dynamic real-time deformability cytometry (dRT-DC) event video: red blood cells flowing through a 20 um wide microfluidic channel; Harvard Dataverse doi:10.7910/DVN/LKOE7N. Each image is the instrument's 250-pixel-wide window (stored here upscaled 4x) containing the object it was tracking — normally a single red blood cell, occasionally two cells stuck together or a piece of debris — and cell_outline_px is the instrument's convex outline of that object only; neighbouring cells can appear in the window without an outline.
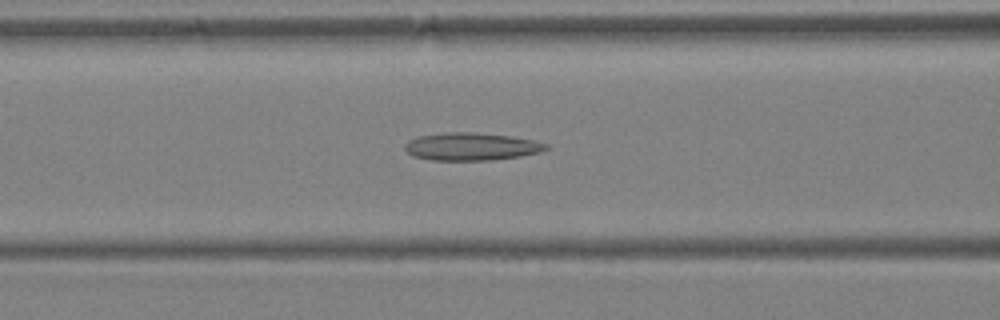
{"species": "Egyptian fruit bat (a non-hibernating species)", "species_latin": "Rousettus aegyptiacus", "temperature_condition": "warm", "stored_images_in_passage": 30, "camera_frame_rate_fps": 3000, "um_per_image_px": 0.085, "animal": {"sex": "female"}, "frame": {"image": 1, "passage_image": 7, "time_ms": 2.0, "image_size_px": [1000, 320], "cell_outline_px": [[548, 148], [540, 152], [520, 156], [492, 160], [432, 160], [412, 156], [404, 148], [404, 144], [408, 140], [416, 136], [444, 132], [472, 132], [508, 136], [536, 140], [548, 144]], "centroid_in_image_um": [40.03, 12.45], "position_along_channel_um": 126.6, "area_um2": 22.89}}
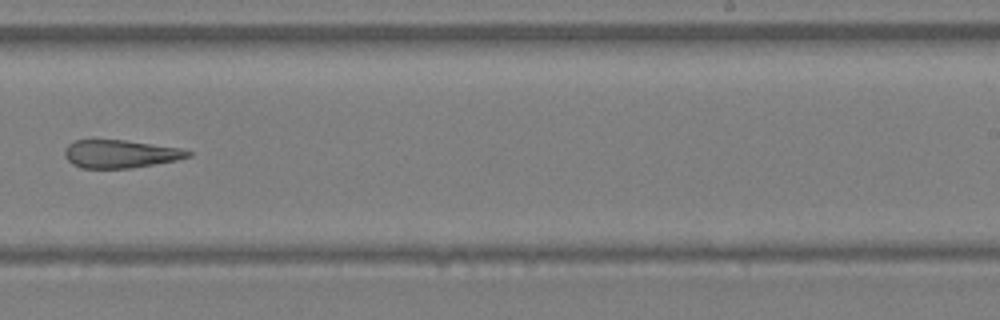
{"frame": {"image": 2, "passage_image": 16, "time_ms": 5.0, "image_size_px": [1000, 320], "cell_outline_px": [[192, 156], [176, 160], [132, 168], [80, 168], [72, 164], [64, 156], [64, 152], [68, 144], [76, 140], [124, 140], [180, 148], [192, 152]], "centroid_in_image_um": [10.21, 13.09], "position_along_channel_um": 278.8, "area_um2": 20.06}}
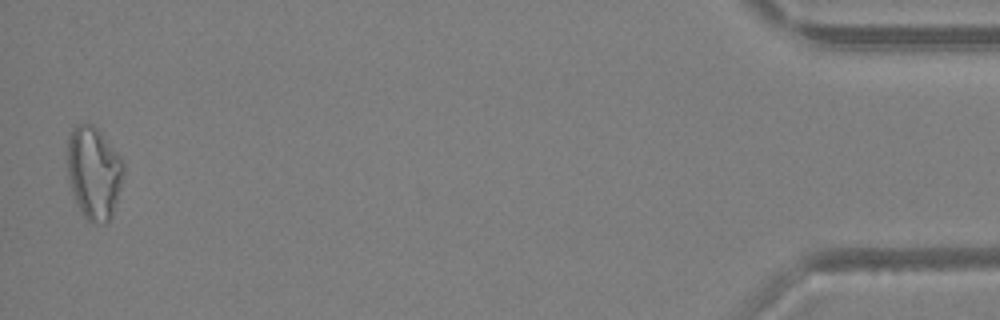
{"frame": {"image": 3, "passage_image": 30, "time_ms": 9.667, "image_size_px": [1000, 320], "cell_outline_px": [[124, 172], [112, 216], [104, 224], [92, 224], [84, 216], [72, 192], [68, 176], [68, 136], [76, 124], [92, 124], [100, 132], [124, 160]], "centroid_in_image_um": [7.99, 14.68], "position_along_channel_um": 427.2, "area_um2": 30.11}}